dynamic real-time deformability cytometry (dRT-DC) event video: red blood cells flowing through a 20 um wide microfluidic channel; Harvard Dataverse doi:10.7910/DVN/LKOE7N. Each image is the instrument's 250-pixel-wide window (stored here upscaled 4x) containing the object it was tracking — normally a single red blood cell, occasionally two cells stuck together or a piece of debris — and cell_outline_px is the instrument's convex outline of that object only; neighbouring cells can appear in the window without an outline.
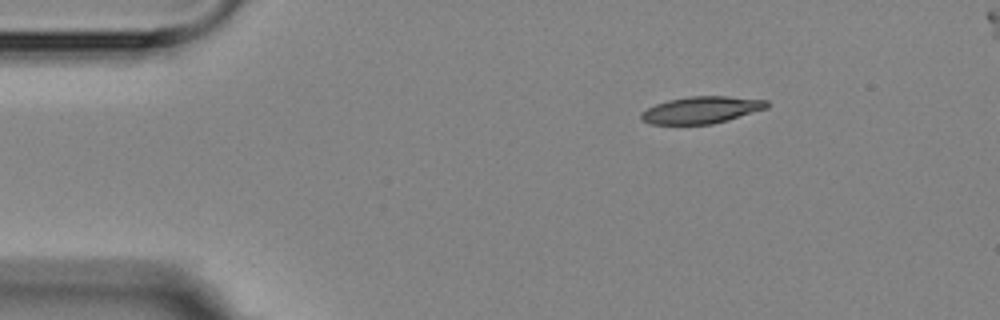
{"species": "Egyptian fruit bat (a non-hibernating species)", "species_latin": "Rousettus aegyptiacus", "temperature_condition": "room temperature", "stored_images_in_passage": 4, "segment_of_instrument_passage": [1, 2], "camera_frame_rate_fps": 3000, "um_per_image_px": 0.085, "animal": {"sex": "female"}, "frame": {"image": 1, "passage_image": 1, "time_ms": 0.0, "image_size_px": [1000, 320], "cell_outline_px": [[768, 108], [728, 120], [712, 124], [652, 124], [640, 120], [640, 112], [656, 104], [668, 100], [688, 96], [728, 96], [768, 100]], "centroid_in_image_um": [59.62, 9.34], "position_along_channel_um": 25.4, "area_um2": 19.83}}